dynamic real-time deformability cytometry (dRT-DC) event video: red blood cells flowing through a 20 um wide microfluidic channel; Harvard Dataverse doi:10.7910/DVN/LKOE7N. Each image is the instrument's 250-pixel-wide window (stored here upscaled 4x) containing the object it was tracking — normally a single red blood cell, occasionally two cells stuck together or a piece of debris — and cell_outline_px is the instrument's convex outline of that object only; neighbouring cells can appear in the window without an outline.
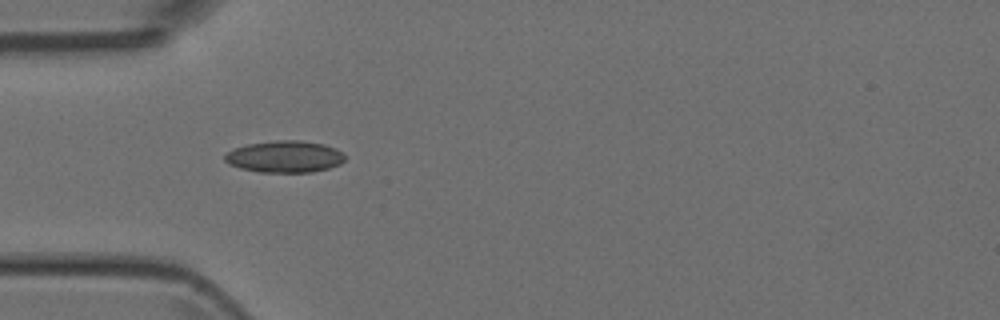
{"species": "Egyptian fruit bat (a non-hibernating species)", "species_latin": "Rousettus aegyptiacus", "temperature_condition": "room temperature", "stored_images_in_passage": 2, "camera_frame_rate_fps": 3000, "um_per_image_px": 0.085, "animal": {"sex": "female"}, "frame": {"image": 1, "passage_image": 1, "time_ms": 0.0, "image_size_px": [1000, 320], "cell_outline_px": [[344, 160], [340, 164], [328, 168], [312, 172], [260, 172], [240, 168], [228, 164], [224, 160], [224, 156], [228, 152], [236, 148], [248, 144], [276, 140], [300, 140], [324, 144], [336, 148], [344, 152]], "centroid_in_image_um": [24.22, 13.31], "position_along_channel_um": 60.8, "area_um2": 22.25}}
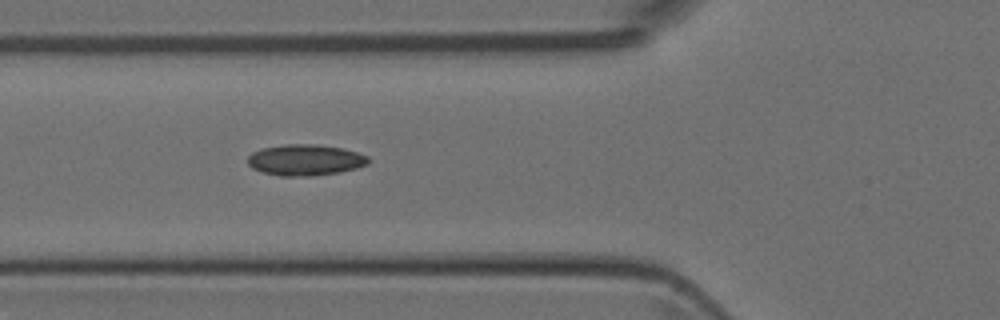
{"frame": {"image": 2, "passage_image": 2, "time_ms": 1.0, "image_size_px": [1000, 320], "cell_outline_px": [[368, 164], [356, 168], [340, 172], [308, 176], [280, 176], [260, 172], [252, 168], [248, 164], [248, 156], [252, 152], [260, 148], [284, 144], [316, 144], [340, 148], [356, 152], [368, 156]], "centroid_in_image_um": [25.9, 13.6], "position_along_channel_um": 99.9, "area_um2": 21.91}}